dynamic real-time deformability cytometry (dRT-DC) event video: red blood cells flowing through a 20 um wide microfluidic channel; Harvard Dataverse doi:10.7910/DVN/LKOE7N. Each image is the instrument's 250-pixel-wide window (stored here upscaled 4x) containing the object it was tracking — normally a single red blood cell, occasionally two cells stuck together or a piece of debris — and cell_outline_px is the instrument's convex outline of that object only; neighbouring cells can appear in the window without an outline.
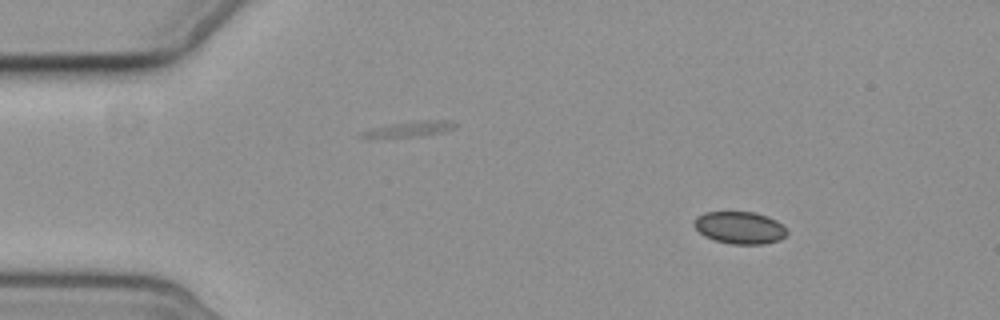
{"species": "common noctule bat (a hibernating species)", "species_latin": "Nyctalus noctula", "temperature_condition": "cold", "stored_images_in_passage": 9, "camera_frame_rate_fps": 3000, "um_per_image_px": 0.085, "animal": {"sex": "female", "body_mass_g": 19.3, "forearm_length_mm": 54.1}, "frame": {"image": 1, "passage_image": 1, "time_ms": 0.0, "image_size_px": [1000, 320], "cell_outline_px": [[788, 232], [780, 240], [764, 244], [732, 244], [712, 240], [704, 236], [692, 224], [704, 212], [756, 212], [768, 216], [776, 220]], "centroid_in_image_um": [62.88, 19.36], "position_along_channel_um": 22.1, "area_um2": 17.4}}
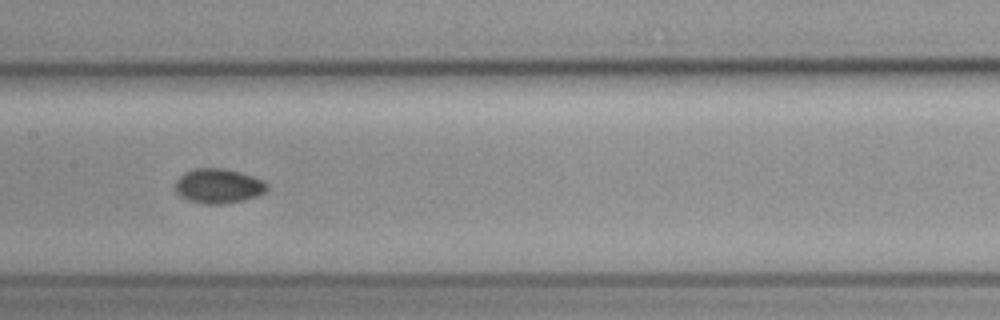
{"frame": {"image": 2, "passage_image": 7, "time_ms": 7.0, "image_size_px": [1000, 320], "cell_outline_px": [[268, 188], [264, 192], [256, 196], [244, 200], [224, 204], [204, 204], [188, 200], [180, 196], [176, 192], [176, 180], [184, 172], [196, 168], [224, 168], [240, 172], [264, 180], [268, 184]], "centroid_in_image_um": [18.57, 15.81], "position_along_channel_um": 188.8, "area_um2": 18.61}}
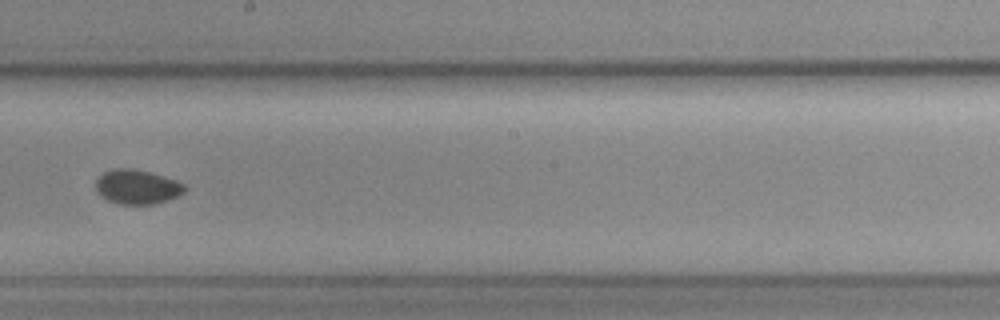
{"frame": {"image": 3, "passage_image": 8, "time_ms": 8.333, "image_size_px": [1000, 320], "cell_outline_px": [[184, 192], [168, 200], [156, 204], [120, 204], [108, 200], [100, 196], [96, 192], [96, 180], [104, 172], [116, 168], [128, 168], [148, 172], [184, 184]], "centroid_in_image_um": [11.6, 15.9], "position_along_channel_um": 236.6, "area_um2": 17.46}}